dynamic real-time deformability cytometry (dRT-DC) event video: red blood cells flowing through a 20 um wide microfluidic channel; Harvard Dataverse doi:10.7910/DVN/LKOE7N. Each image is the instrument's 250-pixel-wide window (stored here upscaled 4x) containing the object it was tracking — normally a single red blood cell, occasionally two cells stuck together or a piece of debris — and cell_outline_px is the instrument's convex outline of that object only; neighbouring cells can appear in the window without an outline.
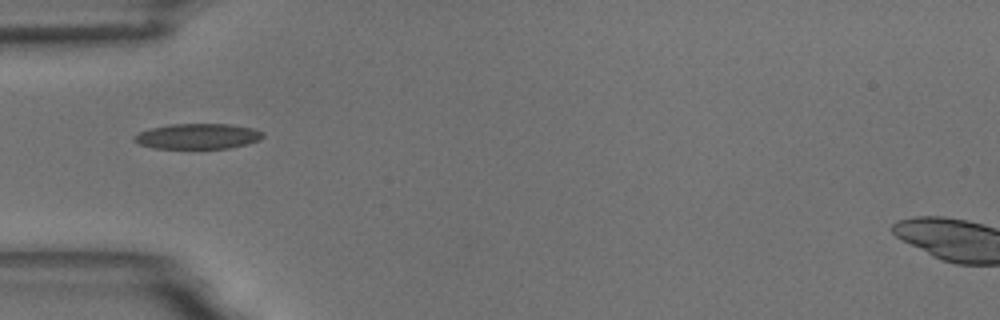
{"species": "common noctule bat (a hibernating species)", "species_latin": "Nyctalus noctula", "temperature_condition": "room temperature", "stored_images_in_passage": 45, "camera_frame_rate_fps": 3000, "um_per_image_px": 0.085, "animal": {"sex": "male", "body_mass_g": 18.8}, "frame": {"image": 1, "passage_image": 7, "time_ms": 2.0, "image_size_px": [1000, 320], "cell_outline_px": [[264, 136], [260, 140], [248, 144], [228, 148], [156, 148], [140, 144], [132, 140], [132, 136], [140, 132], [152, 128], [168, 124], [232, 124], [252, 128], [264, 132]], "centroid_in_image_um": [16.83, 11.58], "position_along_channel_um": 68.2, "area_um2": 19.07}, "authors_computed_cell_mechanics": {"area_um2": 18.0336, "velocity_mm_per_s": 3.6524, "shape_relaxation_time_tau1_ms": 7.1754, "shape_relaxation_time_tau2_ms": 3.1506, "deformation_change_tau1": 0.1907, "deformation_change_tau2": 0.0906}}